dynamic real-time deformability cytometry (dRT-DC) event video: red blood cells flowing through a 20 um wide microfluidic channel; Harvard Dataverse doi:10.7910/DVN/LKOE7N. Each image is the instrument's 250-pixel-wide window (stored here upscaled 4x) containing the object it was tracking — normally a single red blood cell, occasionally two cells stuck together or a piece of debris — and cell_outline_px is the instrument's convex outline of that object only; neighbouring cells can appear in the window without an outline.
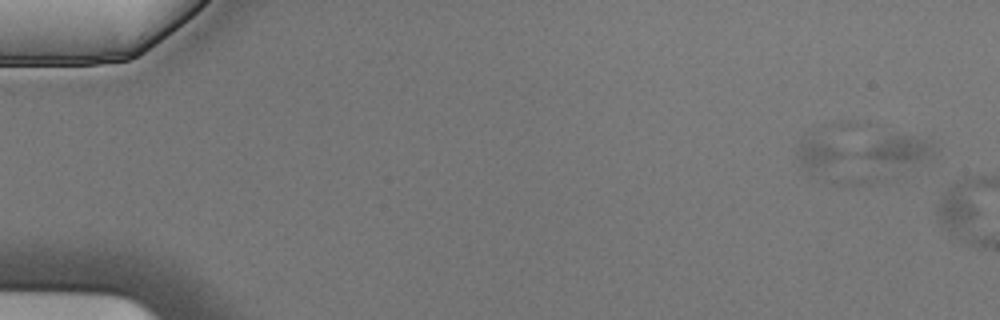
{"species": "Egyptian fruit bat (a non-hibernating species)", "species_latin": "Rousettus aegyptiacus", "temperature_condition": "cold", "stored_images_in_passage": 3, "camera_frame_rate_fps": 3000, "um_per_image_px": 0.085, "animal": {"sex": "male"}, "frame": {"image": 1, "passage_image": 2, "time_ms": 0.333, "image_size_px": [1000, 320], "cell_outline_px": [[940, 148], [928, 160], [900, 164], [896, 164], [868, 160], [860, 156], [856, 152], [892, 136], [912, 136], [928, 140]], "centroid_in_image_um": [76.49, 12.78], "position_along_channel_um": 8.5, "area_um2": 11.68}}